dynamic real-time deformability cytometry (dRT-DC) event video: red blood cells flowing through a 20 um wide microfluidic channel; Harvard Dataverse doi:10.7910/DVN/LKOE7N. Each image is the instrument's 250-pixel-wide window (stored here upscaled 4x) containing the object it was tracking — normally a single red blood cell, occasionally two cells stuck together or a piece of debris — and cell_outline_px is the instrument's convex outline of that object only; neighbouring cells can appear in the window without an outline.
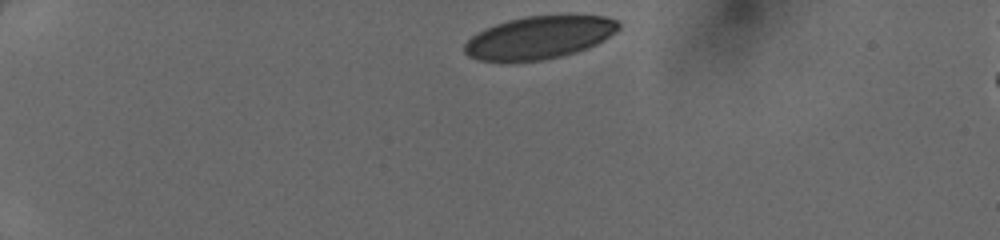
{"species": "human", "species_latin": "Homo sapiens", "temperature_condition": "cold", "stored_images_in_passage": 38, "camera_frame_rate_fps": 3000, "um_per_image_px": 0.085, "donor": {"sex": "female"}, "frame": {"image": 1, "passage_image": 1, "time_ms": 0.0, "image_size_px": [1000, 240], "cell_outline_px": [[620, 28], [616, 32], [604, 40], [588, 48], [576, 52], [544, 60], [476, 60], [468, 56], [464, 52], [464, 44], [476, 32], [484, 28], [508, 20], [524, 16], [604, 16], [616, 20], [620, 24]], "centroid_in_image_um": [45.83, 3.18], "position_along_channel_um": 39.2, "area_um2": 38.03}}
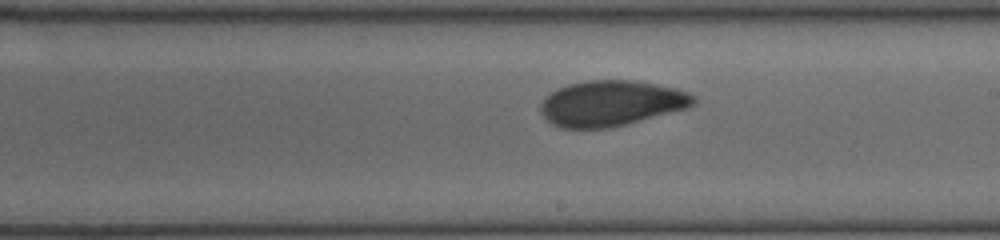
{"frame": {"image": 2, "passage_image": 20, "time_ms": 6.333, "image_size_px": [1000, 240], "cell_outline_px": [[696, 100], [688, 108], [608, 128], [560, 128], [552, 124], [540, 112], [540, 104], [552, 92], [568, 84], [584, 80], [636, 80], [676, 88], [688, 92], [696, 96]], "centroid_in_image_um": [51.96, 8.77], "position_along_channel_um": 237.0, "area_um2": 40.4}}
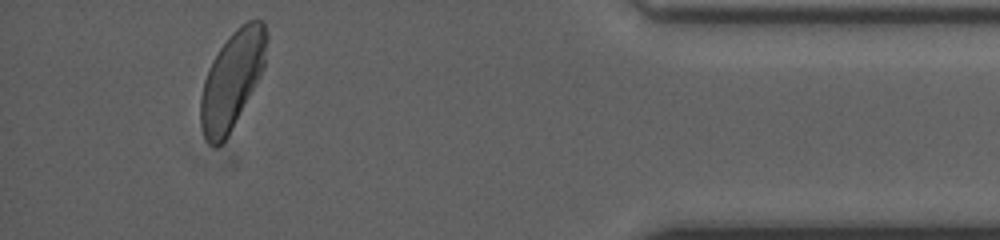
{"frame": {"image": 3, "passage_image": 35, "time_ms": 11.333, "image_size_px": [1000, 240], "cell_outline_px": [[268, 40], [264, 68], [260, 76], [232, 128], [224, 140], [220, 144], [208, 144], [204, 136], [200, 124], [200, 96], [204, 80], [208, 68], [212, 60], [228, 36], [236, 28], [248, 20], [264, 20], [268, 36]], "centroid_in_image_um": [19.73, 6.74], "position_along_channel_um": 415.5, "area_um2": 37.28}}